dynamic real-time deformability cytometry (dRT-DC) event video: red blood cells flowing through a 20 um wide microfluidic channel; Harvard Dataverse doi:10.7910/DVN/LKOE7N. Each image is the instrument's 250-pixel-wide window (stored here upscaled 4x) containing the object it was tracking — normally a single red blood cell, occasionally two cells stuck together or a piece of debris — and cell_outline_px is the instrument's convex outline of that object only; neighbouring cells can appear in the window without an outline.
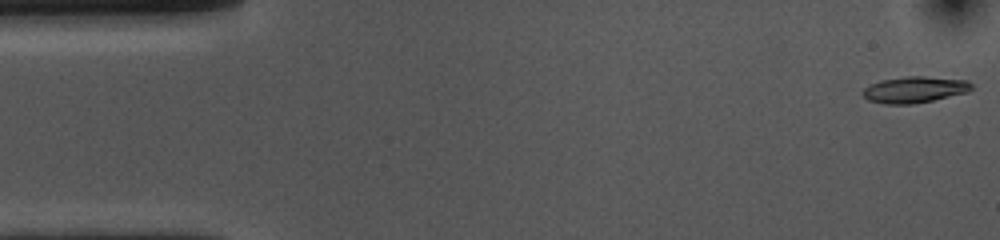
{"species": "common noctule bat (a hibernating species)", "species_latin": "Nyctalus noctula", "temperature_condition": "cold", "stored_images_in_passage": 51, "camera_frame_rate_fps": 3000, "um_per_image_px": 0.085, "animal": {"sex": "female", "body_mass_g": 10.0, "forearm_length_mm": 53.1}, "frame": {"image": 1, "passage_image": 1, "time_ms": 0.0, "image_size_px": [1000, 240], "cell_outline_px": [[972, 88], [968, 92], [932, 100], [912, 104], [884, 104], [868, 100], [860, 92], [864, 88], [880, 80], [908, 76], [924, 76], [968, 80], [972, 84]], "centroid_in_image_um": [77.73, 7.61], "position_along_channel_um": 7.3, "area_um2": 16.65}}
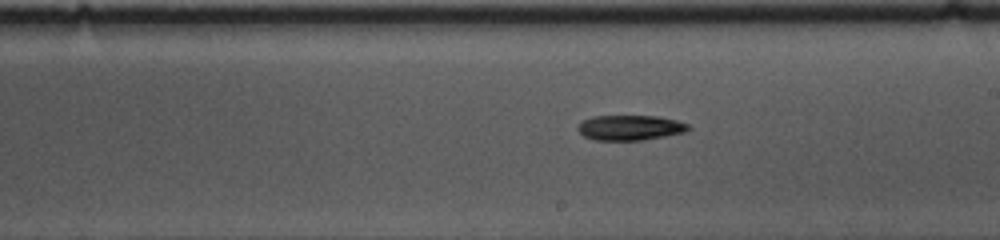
{"frame": {"image": 2, "passage_image": 29, "time_ms": 9.333, "image_size_px": [1000, 240], "cell_outline_px": [[692, 128], [684, 132], [644, 140], [596, 140], [584, 136], [576, 128], [580, 120], [592, 116], [660, 116], [676, 120], [688, 124]], "centroid_in_image_um": [53.53, 10.84], "position_along_channel_um": 235.5, "area_um2": 16.3}}
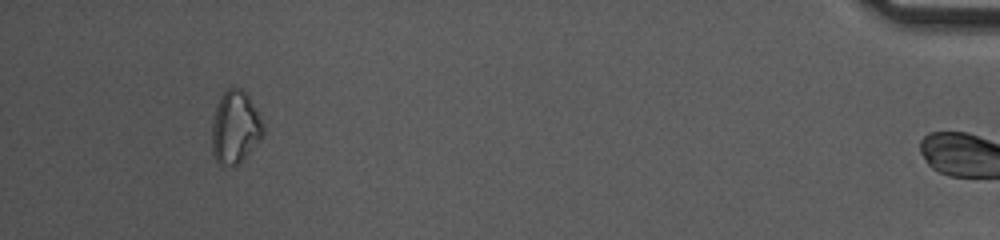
{"frame": {"image": 3, "passage_image": 50, "time_ms": 16.333, "image_size_px": [1000, 240], "cell_outline_px": [[264, 132], [256, 144], [244, 160], [240, 164], [220, 164], [216, 160], [212, 152], [212, 124], [216, 104], [220, 96], [228, 88], [240, 88], [248, 96], [256, 108], [264, 124]], "centroid_in_image_um": [19.99, 10.82], "position_along_channel_um": 415.2, "area_um2": 21.68}, "authors_computed_cell_mechanics": {"area_um2": 16.473, "velocity_mm_per_s": 3.6395, "shape_relaxation_time_tau1_ms": 4.0842, "shape_relaxation_time_tau2_ms": null, "deformation_change_tau1": 0.097, "deformation_change_tau2": null}}